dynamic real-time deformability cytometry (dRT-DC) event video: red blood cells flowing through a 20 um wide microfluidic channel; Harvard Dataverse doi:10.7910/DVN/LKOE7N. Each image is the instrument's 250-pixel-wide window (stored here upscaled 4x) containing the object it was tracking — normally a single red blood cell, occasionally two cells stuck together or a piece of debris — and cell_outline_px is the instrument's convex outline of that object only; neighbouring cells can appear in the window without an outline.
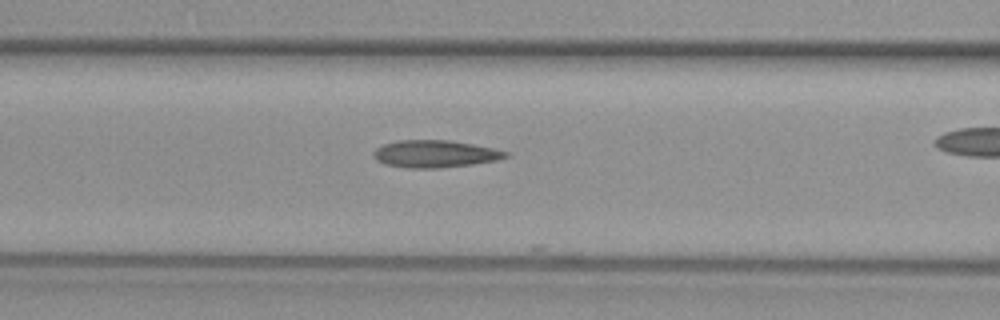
{"species": "common noctule bat (a hibernating species)", "species_latin": "Nyctalus noctula", "temperature_condition": "warm", "stored_images_in_passage": 14, "camera_frame_rate_fps": 3000, "um_per_image_px": 0.085, "animal": {"sex": "female", "body_mass_g": 29.2, "forearm_length_mm": 56.3}, "frame": {"image": 1, "passage_image": 7, "time_ms": 2.0, "image_size_px": [1000, 320], "cell_outline_px": [[508, 156], [496, 160], [472, 164], [440, 168], [404, 168], [384, 164], [376, 160], [372, 156], [372, 152], [376, 148], [384, 144], [396, 140], [448, 140], [472, 144], [492, 148], [508, 152]], "centroid_in_image_um": [36.9, 13.08], "position_along_channel_um": 129.7, "area_um2": 21.04}}
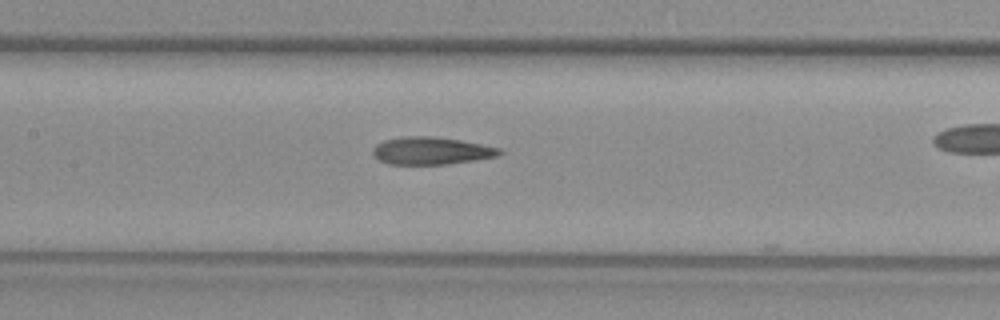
{"frame": {"image": 2, "passage_image": 10, "time_ms": 3.0, "image_size_px": [1000, 320], "cell_outline_px": [[504, 152], [496, 156], [448, 164], [388, 164], [380, 160], [372, 152], [372, 148], [376, 144], [384, 140], [400, 136], [432, 136], [460, 140], [500, 148]], "centroid_in_image_um": [36.62, 12.8], "position_along_channel_um": 170.8, "area_um2": 20.17}}
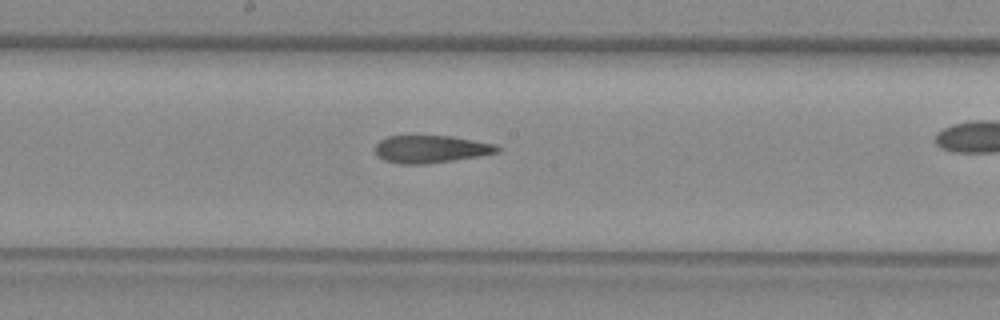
{"frame": {"image": 3, "passage_image": 13, "time_ms": 4.0, "image_size_px": [1000, 320], "cell_outline_px": [[500, 152], [452, 160], [424, 164], [400, 164], [384, 160], [376, 152], [376, 144], [380, 140], [388, 136], [452, 136], [496, 144], [500, 148]], "centroid_in_image_um": [36.63, 12.67], "position_along_channel_um": 211.6, "area_um2": 19.36}}